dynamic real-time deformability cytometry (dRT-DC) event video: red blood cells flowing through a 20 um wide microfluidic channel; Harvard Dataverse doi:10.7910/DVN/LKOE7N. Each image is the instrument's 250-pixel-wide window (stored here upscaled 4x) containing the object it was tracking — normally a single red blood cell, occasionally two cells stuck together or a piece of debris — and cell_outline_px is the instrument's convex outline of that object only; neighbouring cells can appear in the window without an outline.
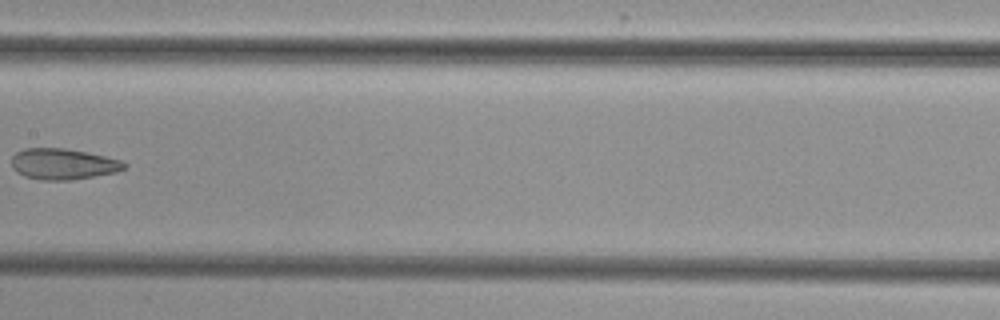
{"species": "common noctule bat (a hibernating species)", "species_latin": "Nyctalus noctula", "temperature_condition": "cold", "stored_images_in_passage": 7, "camera_frame_rate_fps": 3000, "um_per_image_px": 0.085, "animal": {"sex": "female", "body_mass_g": 29.2, "forearm_length_mm": 56.3}, "frame": {"image": 1, "passage_image": 7, "time_ms": 8.0, "image_size_px": [1000, 320], "cell_outline_px": [[128, 168], [116, 172], [72, 180], [40, 180], [24, 176], [16, 172], [12, 168], [12, 156], [16, 152], [24, 148], [64, 148], [88, 152], [124, 160], [128, 164]], "centroid_in_image_um": [5.4, 13.94], "position_along_channel_um": 202.0, "area_um2": 20.69}}